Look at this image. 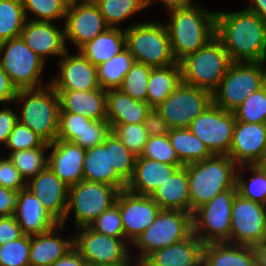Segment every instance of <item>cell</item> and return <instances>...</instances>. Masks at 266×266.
Segmentation results:
<instances>
[{
    "label": "cell",
    "instance_id": "6125c7cd",
    "mask_svg": "<svg viewBox=\"0 0 266 266\" xmlns=\"http://www.w3.org/2000/svg\"><path fill=\"white\" fill-rule=\"evenodd\" d=\"M253 248L256 266H266V243L263 242Z\"/></svg>",
    "mask_w": 266,
    "mask_h": 266
},
{
    "label": "cell",
    "instance_id": "d6986e66",
    "mask_svg": "<svg viewBox=\"0 0 266 266\" xmlns=\"http://www.w3.org/2000/svg\"><path fill=\"white\" fill-rule=\"evenodd\" d=\"M266 152V130L262 123L236 121L228 156L238 165L258 164Z\"/></svg>",
    "mask_w": 266,
    "mask_h": 266
},
{
    "label": "cell",
    "instance_id": "d590c367",
    "mask_svg": "<svg viewBox=\"0 0 266 266\" xmlns=\"http://www.w3.org/2000/svg\"><path fill=\"white\" fill-rule=\"evenodd\" d=\"M47 150H50L49 143H46L43 147L10 152L7 157L27 182L48 167V157H45Z\"/></svg>",
    "mask_w": 266,
    "mask_h": 266
},
{
    "label": "cell",
    "instance_id": "484cf974",
    "mask_svg": "<svg viewBox=\"0 0 266 266\" xmlns=\"http://www.w3.org/2000/svg\"><path fill=\"white\" fill-rule=\"evenodd\" d=\"M183 165H170L153 159L136 157L134 172L128 181L127 190L150 196Z\"/></svg>",
    "mask_w": 266,
    "mask_h": 266
},
{
    "label": "cell",
    "instance_id": "74e56055",
    "mask_svg": "<svg viewBox=\"0 0 266 266\" xmlns=\"http://www.w3.org/2000/svg\"><path fill=\"white\" fill-rule=\"evenodd\" d=\"M94 3L109 27H117L119 23L146 8L145 0H96Z\"/></svg>",
    "mask_w": 266,
    "mask_h": 266
},
{
    "label": "cell",
    "instance_id": "7bdbcfd3",
    "mask_svg": "<svg viewBox=\"0 0 266 266\" xmlns=\"http://www.w3.org/2000/svg\"><path fill=\"white\" fill-rule=\"evenodd\" d=\"M136 157L111 131L109 134L110 166H113L127 182L133 175Z\"/></svg>",
    "mask_w": 266,
    "mask_h": 266
},
{
    "label": "cell",
    "instance_id": "83f0119b",
    "mask_svg": "<svg viewBox=\"0 0 266 266\" xmlns=\"http://www.w3.org/2000/svg\"><path fill=\"white\" fill-rule=\"evenodd\" d=\"M63 225L59 224L51 231L31 236L29 252L30 266H51L74 247V237L64 240L60 234Z\"/></svg>",
    "mask_w": 266,
    "mask_h": 266
},
{
    "label": "cell",
    "instance_id": "6da1fadb",
    "mask_svg": "<svg viewBox=\"0 0 266 266\" xmlns=\"http://www.w3.org/2000/svg\"><path fill=\"white\" fill-rule=\"evenodd\" d=\"M215 36L231 62H266V23L257 14L216 12Z\"/></svg>",
    "mask_w": 266,
    "mask_h": 266
},
{
    "label": "cell",
    "instance_id": "11a10c76",
    "mask_svg": "<svg viewBox=\"0 0 266 266\" xmlns=\"http://www.w3.org/2000/svg\"><path fill=\"white\" fill-rule=\"evenodd\" d=\"M6 107V108H5ZM0 109V143H7L8 137L12 132L14 125L18 122V110L16 112L5 105Z\"/></svg>",
    "mask_w": 266,
    "mask_h": 266
},
{
    "label": "cell",
    "instance_id": "9c48e42d",
    "mask_svg": "<svg viewBox=\"0 0 266 266\" xmlns=\"http://www.w3.org/2000/svg\"><path fill=\"white\" fill-rule=\"evenodd\" d=\"M120 191L119 188L105 183L86 180L70 186L67 212L60 224L64 226L69 213L73 211L75 227L89 226L105 210L116 203Z\"/></svg>",
    "mask_w": 266,
    "mask_h": 266
},
{
    "label": "cell",
    "instance_id": "bcb514c9",
    "mask_svg": "<svg viewBox=\"0 0 266 266\" xmlns=\"http://www.w3.org/2000/svg\"><path fill=\"white\" fill-rule=\"evenodd\" d=\"M140 157L170 165H183L176 156L168 135L149 137Z\"/></svg>",
    "mask_w": 266,
    "mask_h": 266
},
{
    "label": "cell",
    "instance_id": "3957f363",
    "mask_svg": "<svg viewBox=\"0 0 266 266\" xmlns=\"http://www.w3.org/2000/svg\"><path fill=\"white\" fill-rule=\"evenodd\" d=\"M185 167L189 178L191 214L217 194L237 188L239 166L228 155L213 154L203 161Z\"/></svg>",
    "mask_w": 266,
    "mask_h": 266
},
{
    "label": "cell",
    "instance_id": "681fc988",
    "mask_svg": "<svg viewBox=\"0 0 266 266\" xmlns=\"http://www.w3.org/2000/svg\"><path fill=\"white\" fill-rule=\"evenodd\" d=\"M92 121L77 113L59 112L57 139L73 142Z\"/></svg>",
    "mask_w": 266,
    "mask_h": 266
},
{
    "label": "cell",
    "instance_id": "e575fe53",
    "mask_svg": "<svg viewBox=\"0 0 266 266\" xmlns=\"http://www.w3.org/2000/svg\"><path fill=\"white\" fill-rule=\"evenodd\" d=\"M135 62L132 54L123 50L107 62L97 66V79L100 88L103 90L119 89L123 83L124 77Z\"/></svg>",
    "mask_w": 266,
    "mask_h": 266
},
{
    "label": "cell",
    "instance_id": "4fadbf2b",
    "mask_svg": "<svg viewBox=\"0 0 266 266\" xmlns=\"http://www.w3.org/2000/svg\"><path fill=\"white\" fill-rule=\"evenodd\" d=\"M77 230L79 233L74 237V247L87 265H136L130 259L127 239L95 232L89 226Z\"/></svg>",
    "mask_w": 266,
    "mask_h": 266
},
{
    "label": "cell",
    "instance_id": "f5cc1de1",
    "mask_svg": "<svg viewBox=\"0 0 266 266\" xmlns=\"http://www.w3.org/2000/svg\"><path fill=\"white\" fill-rule=\"evenodd\" d=\"M23 235L22 229L14 215L0 217V246Z\"/></svg>",
    "mask_w": 266,
    "mask_h": 266
},
{
    "label": "cell",
    "instance_id": "30bf717a",
    "mask_svg": "<svg viewBox=\"0 0 266 266\" xmlns=\"http://www.w3.org/2000/svg\"><path fill=\"white\" fill-rule=\"evenodd\" d=\"M44 64L45 61L21 37L0 43V65L17 90L46 86L41 77Z\"/></svg>",
    "mask_w": 266,
    "mask_h": 266
},
{
    "label": "cell",
    "instance_id": "680465c9",
    "mask_svg": "<svg viewBox=\"0 0 266 266\" xmlns=\"http://www.w3.org/2000/svg\"><path fill=\"white\" fill-rule=\"evenodd\" d=\"M51 266H88L80 252L73 247L64 256L55 261Z\"/></svg>",
    "mask_w": 266,
    "mask_h": 266
},
{
    "label": "cell",
    "instance_id": "e0dca14e",
    "mask_svg": "<svg viewBox=\"0 0 266 266\" xmlns=\"http://www.w3.org/2000/svg\"><path fill=\"white\" fill-rule=\"evenodd\" d=\"M64 23L65 42L71 41L78 49L109 28L94 2L68 7Z\"/></svg>",
    "mask_w": 266,
    "mask_h": 266
},
{
    "label": "cell",
    "instance_id": "ba28073f",
    "mask_svg": "<svg viewBox=\"0 0 266 266\" xmlns=\"http://www.w3.org/2000/svg\"><path fill=\"white\" fill-rule=\"evenodd\" d=\"M266 84V62H231L212 93L213 103L233 112L254 91Z\"/></svg>",
    "mask_w": 266,
    "mask_h": 266
},
{
    "label": "cell",
    "instance_id": "003e7915",
    "mask_svg": "<svg viewBox=\"0 0 266 266\" xmlns=\"http://www.w3.org/2000/svg\"><path fill=\"white\" fill-rule=\"evenodd\" d=\"M88 266H133V265H88Z\"/></svg>",
    "mask_w": 266,
    "mask_h": 266
},
{
    "label": "cell",
    "instance_id": "52a82bcc",
    "mask_svg": "<svg viewBox=\"0 0 266 266\" xmlns=\"http://www.w3.org/2000/svg\"><path fill=\"white\" fill-rule=\"evenodd\" d=\"M125 37L126 49L136 62L151 67H165L177 63L165 23H134L125 29Z\"/></svg>",
    "mask_w": 266,
    "mask_h": 266
},
{
    "label": "cell",
    "instance_id": "be15d7a7",
    "mask_svg": "<svg viewBox=\"0 0 266 266\" xmlns=\"http://www.w3.org/2000/svg\"><path fill=\"white\" fill-rule=\"evenodd\" d=\"M258 165L266 172V152Z\"/></svg>",
    "mask_w": 266,
    "mask_h": 266
},
{
    "label": "cell",
    "instance_id": "836d02e7",
    "mask_svg": "<svg viewBox=\"0 0 266 266\" xmlns=\"http://www.w3.org/2000/svg\"><path fill=\"white\" fill-rule=\"evenodd\" d=\"M168 137L183 166L203 161L213 155L204 142L195 136L188 127L171 128Z\"/></svg>",
    "mask_w": 266,
    "mask_h": 266
},
{
    "label": "cell",
    "instance_id": "f1b7e54d",
    "mask_svg": "<svg viewBox=\"0 0 266 266\" xmlns=\"http://www.w3.org/2000/svg\"><path fill=\"white\" fill-rule=\"evenodd\" d=\"M107 120L109 124L143 123L152 107L133 99L120 89L106 91Z\"/></svg>",
    "mask_w": 266,
    "mask_h": 266
},
{
    "label": "cell",
    "instance_id": "f35d334b",
    "mask_svg": "<svg viewBox=\"0 0 266 266\" xmlns=\"http://www.w3.org/2000/svg\"><path fill=\"white\" fill-rule=\"evenodd\" d=\"M249 169L253 173L249 183L242 176L241 169ZM236 186L238 194L243 198L266 206V172L258 165H240L237 171Z\"/></svg>",
    "mask_w": 266,
    "mask_h": 266
},
{
    "label": "cell",
    "instance_id": "f907efd6",
    "mask_svg": "<svg viewBox=\"0 0 266 266\" xmlns=\"http://www.w3.org/2000/svg\"><path fill=\"white\" fill-rule=\"evenodd\" d=\"M110 133L111 126L107 119L93 120L73 143L83 149L92 148L102 144Z\"/></svg>",
    "mask_w": 266,
    "mask_h": 266
},
{
    "label": "cell",
    "instance_id": "9a60e30c",
    "mask_svg": "<svg viewBox=\"0 0 266 266\" xmlns=\"http://www.w3.org/2000/svg\"><path fill=\"white\" fill-rule=\"evenodd\" d=\"M266 206L236 194L231 210L230 243L254 247L264 242Z\"/></svg>",
    "mask_w": 266,
    "mask_h": 266
},
{
    "label": "cell",
    "instance_id": "6f0895ef",
    "mask_svg": "<svg viewBox=\"0 0 266 266\" xmlns=\"http://www.w3.org/2000/svg\"><path fill=\"white\" fill-rule=\"evenodd\" d=\"M17 91L16 87L11 83L9 76L0 65V103L14 102Z\"/></svg>",
    "mask_w": 266,
    "mask_h": 266
},
{
    "label": "cell",
    "instance_id": "9f6ffc18",
    "mask_svg": "<svg viewBox=\"0 0 266 266\" xmlns=\"http://www.w3.org/2000/svg\"><path fill=\"white\" fill-rule=\"evenodd\" d=\"M18 192L0 186V217L12 216L16 210Z\"/></svg>",
    "mask_w": 266,
    "mask_h": 266
},
{
    "label": "cell",
    "instance_id": "b9f144b4",
    "mask_svg": "<svg viewBox=\"0 0 266 266\" xmlns=\"http://www.w3.org/2000/svg\"><path fill=\"white\" fill-rule=\"evenodd\" d=\"M233 113L236 121L264 124L266 122V84L258 91H254Z\"/></svg>",
    "mask_w": 266,
    "mask_h": 266
},
{
    "label": "cell",
    "instance_id": "2e32d148",
    "mask_svg": "<svg viewBox=\"0 0 266 266\" xmlns=\"http://www.w3.org/2000/svg\"><path fill=\"white\" fill-rule=\"evenodd\" d=\"M119 207L125 238L132 243L155 220L161 210L147 195H139L123 189L115 203Z\"/></svg>",
    "mask_w": 266,
    "mask_h": 266
},
{
    "label": "cell",
    "instance_id": "a7ac6f4b",
    "mask_svg": "<svg viewBox=\"0 0 266 266\" xmlns=\"http://www.w3.org/2000/svg\"><path fill=\"white\" fill-rule=\"evenodd\" d=\"M79 1V2H78ZM96 0H77V3H83V2H95Z\"/></svg>",
    "mask_w": 266,
    "mask_h": 266
},
{
    "label": "cell",
    "instance_id": "4316f807",
    "mask_svg": "<svg viewBox=\"0 0 266 266\" xmlns=\"http://www.w3.org/2000/svg\"><path fill=\"white\" fill-rule=\"evenodd\" d=\"M60 100V111L83 115L91 120L107 119L106 90H55Z\"/></svg>",
    "mask_w": 266,
    "mask_h": 266
},
{
    "label": "cell",
    "instance_id": "d4e9b609",
    "mask_svg": "<svg viewBox=\"0 0 266 266\" xmlns=\"http://www.w3.org/2000/svg\"><path fill=\"white\" fill-rule=\"evenodd\" d=\"M82 170L83 180L105 183L120 190L127 189L128 182L110 166L109 135L102 144L85 149Z\"/></svg>",
    "mask_w": 266,
    "mask_h": 266
},
{
    "label": "cell",
    "instance_id": "7dc6e473",
    "mask_svg": "<svg viewBox=\"0 0 266 266\" xmlns=\"http://www.w3.org/2000/svg\"><path fill=\"white\" fill-rule=\"evenodd\" d=\"M46 142L28 126L21 124L19 121L14 125L5 146L10 152L43 147Z\"/></svg>",
    "mask_w": 266,
    "mask_h": 266
},
{
    "label": "cell",
    "instance_id": "60d3db41",
    "mask_svg": "<svg viewBox=\"0 0 266 266\" xmlns=\"http://www.w3.org/2000/svg\"><path fill=\"white\" fill-rule=\"evenodd\" d=\"M151 69V66L135 61L119 89L135 100L147 102V86Z\"/></svg>",
    "mask_w": 266,
    "mask_h": 266
},
{
    "label": "cell",
    "instance_id": "e7e4bbea",
    "mask_svg": "<svg viewBox=\"0 0 266 266\" xmlns=\"http://www.w3.org/2000/svg\"><path fill=\"white\" fill-rule=\"evenodd\" d=\"M68 7L73 6L77 3V0H62Z\"/></svg>",
    "mask_w": 266,
    "mask_h": 266
},
{
    "label": "cell",
    "instance_id": "8d00e7d4",
    "mask_svg": "<svg viewBox=\"0 0 266 266\" xmlns=\"http://www.w3.org/2000/svg\"><path fill=\"white\" fill-rule=\"evenodd\" d=\"M25 22L22 0H0V43L20 37Z\"/></svg>",
    "mask_w": 266,
    "mask_h": 266
},
{
    "label": "cell",
    "instance_id": "8fae6325",
    "mask_svg": "<svg viewBox=\"0 0 266 266\" xmlns=\"http://www.w3.org/2000/svg\"><path fill=\"white\" fill-rule=\"evenodd\" d=\"M237 188L217 194L192 214L193 234L203 243H230L231 210Z\"/></svg>",
    "mask_w": 266,
    "mask_h": 266
},
{
    "label": "cell",
    "instance_id": "603a6c76",
    "mask_svg": "<svg viewBox=\"0 0 266 266\" xmlns=\"http://www.w3.org/2000/svg\"><path fill=\"white\" fill-rule=\"evenodd\" d=\"M14 217L24 235L47 233L59 223L43 207L37 197L26 187L18 192Z\"/></svg>",
    "mask_w": 266,
    "mask_h": 266
},
{
    "label": "cell",
    "instance_id": "c3c4849f",
    "mask_svg": "<svg viewBox=\"0 0 266 266\" xmlns=\"http://www.w3.org/2000/svg\"><path fill=\"white\" fill-rule=\"evenodd\" d=\"M89 227L95 232L105 234L107 236L126 239L119 207L116 204L105 210L89 225Z\"/></svg>",
    "mask_w": 266,
    "mask_h": 266
},
{
    "label": "cell",
    "instance_id": "ac0fdd59",
    "mask_svg": "<svg viewBox=\"0 0 266 266\" xmlns=\"http://www.w3.org/2000/svg\"><path fill=\"white\" fill-rule=\"evenodd\" d=\"M57 62L59 73L50 84L55 90L89 91L100 89L97 79V67L80 52L70 54L67 50Z\"/></svg>",
    "mask_w": 266,
    "mask_h": 266
},
{
    "label": "cell",
    "instance_id": "f6af8a7d",
    "mask_svg": "<svg viewBox=\"0 0 266 266\" xmlns=\"http://www.w3.org/2000/svg\"><path fill=\"white\" fill-rule=\"evenodd\" d=\"M31 236L22 237L0 246V266H30Z\"/></svg>",
    "mask_w": 266,
    "mask_h": 266
},
{
    "label": "cell",
    "instance_id": "d6a6232c",
    "mask_svg": "<svg viewBox=\"0 0 266 266\" xmlns=\"http://www.w3.org/2000/svg\"><path fill=\"white\" fill-rule=\"evenodd\" d=\"M182 82L180 63L152 67L147 86V103L157 107L162 103Z\"/></svg>",
    "mask_w": 266,
    "mask_h": 266
},
{
    "label": "cell",
    "instance_id": "89a4df30",
    "mask_svg": "<svg viewBox=\"0 0 266 266\" xmlns=\"http://www.w3.org/2000/svg\"><path fill=\"white\" fill-rule=\"evenodd\" d=\"M198 266H205L203 261Z\"/></svg>",
    "mask_w": 266,
    "mask_h": 266
},
{
    "label": "cell",
    "instance_id": "4dcf8cb0",
    "mask_svg": "<svg viewBox=\"0 0 266 266\" xmlns=\"http://www.w3.org/2000/svg\"><path fill=\"white\" fill-rule=\"evenodd\" d=\"M203 263L205 266H256L254 248L228 242L206 243Z\"/></svg>",
    "mask_w": 266,
    "mask_h": 266
},
{
    "label": "cell",
    "instance_id": "94428289",
    "mask_svg": "<svg viewBox=\"0 0 266 266\" xmlns=\"http://www.w3.org/2000/svg\"><path fill=\"white\" fill-rule=\"evenodd\" d=\"M249 7L245 9L257 14L266 23V0H251Z\"/></svg>",
    "mask_w": 266,
    "mask_h": 266
},
{
    "label": "cell",
    "instance_id": "8992f818",
    "mask_svg": "<svg viewBox=\"0 0 266 266\" xmlns=\"http://www.w3.org/2000/svg\"><path fill=\"white\" fill-rule=\"evenodd\" d=\"M193 233L192 214L183 210L161 209L154 222L131 243L139 249V266L151 253L179 243Z\"/></svg>",
    "mask_w": 266,
    "mask_h": 266
},
{
    "label": "cell",
    "instance_id": "db71d44e",
    "mask_svg": "<svg viewBox=\"0 0 266 266\" xmlns=\"http://www.w3.org/2000/svg\"><path fill=\"white\" fill-rule=\"evenodd\" d=\"M143 124L149 137L168 135L171 129L155 108L147 114Z\"/></svg>",
    "mask_w": 266,
    "mask_h": 266
},
{
    "label": "cell",
    "instance_id": "7a4b0ae2",
    "mask_svg": "<svg viewBox=\"0 0 266 266\" xmlns=\"http://www.w3.org/2000/svg\"><path fill=\"white\" fill-rule=\"evenodd\" d=\"M166 24L172 53L177 62L204 47L216 31V12L198 4L170 10Z\"/></svg>",
    "mask_w": 266,
    "mask_h": 266
},
{
    "label": "cell",
    "instance_id": "7c38bea8",
    "mask_svg": "<svg viewBox=\"0 0 266 266\" xmlns=\"http://www.w3.org/2000/svg\"><path fill=\"white\" fill-rule=\"evenodd\" d=\"M212 103L210 91L181 82L162 103L155 107V110L170 128H182L189 127L190 123Z\"/></svg>",
    "mask_w": 266,
    "mask_h": 266
},
{
    "label": "cell",
    "instance_id": "1f68e13d",
    "mask_svg": "<svg viewBox=\"0 0 266 266\" xmlns=\"http://www.w3.org/2000/svg\"><path fill=\"white\" fill-rule=\"evenodd\" d=\"M126 49L125 29L109 27L78 51L94 66H98Z\"/></svg>",
    "mask_w": 266,
    "mask_h": 266
},
{
    "label": "cell",
    "instance_id": "f546056e",
    "mask_svg": "<svg viewBox=\"0 0 266 266\" xmlns=\"http://www.w3.org/2000/svg\"><path fill=\"white\" fill-rule=\"evenodd\" d=\"M150 197L161 209L183 210L190 213L189 178L185 166L157 187Z\"/></svg>",
    "mask_w": 266,
    "mask_h": 266
},
{
    "label": "cell",
    "instance_id": "5b68a950",
    "mask_svg": "<svg viewBox=\"0 0 266 266\" xmlns=\"http://www.w3.org/2000/svg\"><path fill=\"white\" fill-rule=\"evenodd\" d=\"M182 82L213 93L231 64L223 43L215 36L180 62Z\"/></svg>",
    "mask_w": 266,
    "mask_h": 266
},
{
    "label": "cell",
    "instance_id": "03108f58",
    "mask_svg": "<svg viewBox=\"0 0 266 266\" xmlns=\"http://www.w3.org/2000/svg\"><path fill=\"white\" fill-rule=\"evenodd\" d=\"M264 242L266 243V214H265V221H264Z\"/></svg>",
    "mask_w": 266,
    "mask_h": 266
},
{
    "label": "cell",
    "instance_id": "7402d4cb",
    "mask_svg": "<svg viewBox=\"0 0 266 266\" xmlns=\"http://www.w3.org/2000/svg\"><path fill=\"white\" fill-rule=\"evenodd\" d=\"M48 167L69 187L83 181L85 149L77 144L57 139L49 144Z\"/></svg>",
    "mask_w": 266,
    "mask_h": 266
},
{
    "label": "cell",
    "instance_id": "816d5d0a",
    "mask_svg": "<svg viewBox=\"0 0 266 266\" xmlns=\"http://www.w3.org/2000/svg\"><path fill=\"white\" fill-rule=\"evenodd\" d=\"M0 186L17 192L26 187L25 180L8 157L0 158Z\"/></svg>",
    "mask_w": 266,
    "mask_h": 266
},
{
    "label": "cell",
    "instance_id": "ffe728a7",
    "mask_svg": "<svg viewBox=\"0 0 266 266\" xmlns=\"http://www.w3.org/2000/svg\"><path fill=\"white\" fill-rule=\"evenodd\" d=\"M43 207L60 224L68 207L69 186L56 176L49 167L26 182Z\"/></svg>",
    "mask_w": 266,
    "mask_h": 266
},
{
    "label": "cell",
    "instance_id": "ee69618b",
    "mask_svg": "<svg viewBox=\"0 0 266 266\" xmlns=\"http://www.w3.org/2000/svg\"><path fill=\"white\" fill-rule=\"evenodd\" d=\"M111 131L136 156H140L149 135L143 123L110 124Z\"/></svg>",
    "mask_w": 266,
    "mask_h": 266
},
{
    "label": "cell",
    "instance_id": "44dd1931",
    "mask_svg": "<svg viewBox=\"0 0 266 266\" xmlns=\"http://www.w3.org/2000/svg\"><path fill=\"white\" fill-rule=\"evenodd\" d=\"M20 37L44 61L45 56L61 57L68 50L64 29L53 22L26 20Z\"/></svg>",
    "mask_w": 266,
    "mask_h": 266
},
{
    "label": "cell",
    "instance_id": "277c9868",
    "mask_svg": "<svg viewBox=\"0 0 266 266\" xmlns=\"http://www.w3.org/2000/svg\"><path fill=\"white\" fill-rule=\"evenodd\" d=\"M24 102L18 114V121L28 126L46 143L58 138L60 100L58 93L48 82L46 87L20 89L14 102Z\"/></svg>",
    "mask_w": 266,
    "mask_h": 266
},
{
    "label": "cell",
    "instance_id": "ab89813d",
    "mask_svg": "<svg viewBox=\"0 0 266 266\" xmlns=\"http://www.w3.org/2000/svg\"><path fill=\"white\" fill-rule=\"evenodd\" d=\"M26 20L54 22L64 19L68 6L62 0H22ZM28 12L34 14L30 19ZM29 17V18H28Z\"/></svg>",
    "mask_w": 266,
    "mask_h": 266
},
{
    "label": "cell",
    "instance_id": "91938a15",
    "mask_svg": "<svg viewBox=\"0 0 266 266\" xmlns=\"http://www.w3.org/2000/svg\"><path fill=\"white\" fill-rule=\"evenodd\" d=\"M154 1L155 0H145L146 8L151 4H153ZM159 1L164 4V7H166V10L168 11L196 4L195 1L193 2L192 0H159Z\"/></svg>",
    "mask_w": 266,
    "mask_h": 266
},
{
    "label": "cell",
    "instance_id": "5bb4252c",
    "mask_svg": "<svg viewBox=\"0 0 266 266\" xmlns=\"http://www.w3.org/2000/svg\"><path fill=\"white\" fill-rule=\"evenodd\" d=\"M235 123L233 112L212 103L190 123L188 128L204 142L212 154L228 155Z\"/></svg>",
    "mask_w": 266,
    "mask_h": 266
},
{
    "label": "cell",
    "instance_id": "cb8c5ba5",
    "mask_svg": "<svg viewBox=\"0 0 266 266\" xmlns=\"http://www.w3.org/2000/svg\"><path fill=\"white\" fill-rule=\"evenodd\" d=\"M203 246L192 233L179 243L154 251L139 266H198L203 261Z\"/></svg>",
    "mask_w": 266,
    "mask_h": 266
}]
</instances>
